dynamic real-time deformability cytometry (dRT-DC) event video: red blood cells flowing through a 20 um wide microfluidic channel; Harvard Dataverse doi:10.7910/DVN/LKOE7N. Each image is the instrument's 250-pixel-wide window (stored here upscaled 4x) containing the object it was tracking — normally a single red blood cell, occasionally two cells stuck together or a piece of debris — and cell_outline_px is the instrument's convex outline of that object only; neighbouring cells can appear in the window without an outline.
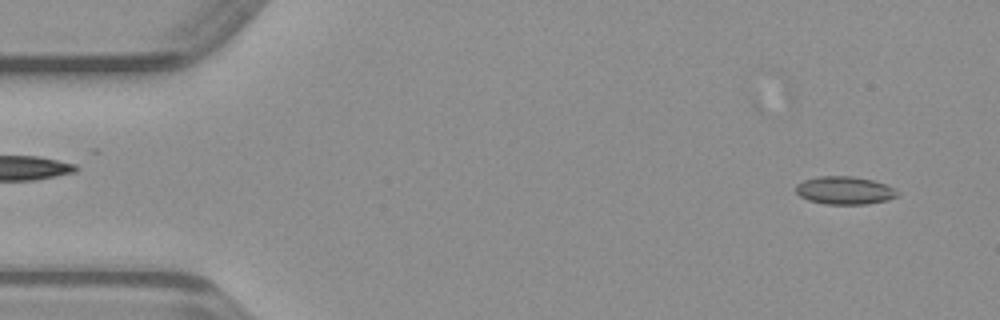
{"species": "common noctule bat (a hibernating species)", "species_latin": "Nyctalus noctula", "temperature_condition": "warm", "stored_images_in_passage": 43, "camera_frame_rate_fps": 3000, "um_per_image_px": 0.085, "animal": {"sex": "male", "body_mass_g": 23.1, "forearm_length_mm": 52.7}, "frame": {"image": 1, "passage_image": 3, "time_ms": 0.667, "image_size_px": [1000, 320], "cell_outline_px": [[900, 196], [888, 200], [868, 204], [824, 204], [808, 200], [800, 196], [796, 192], [796, 184], [804, 180], [820, 176], [852, 176], [872, 180], [896, 188], [900, 192]], "centroid_in_image_um": [71.83, 16.19], "position_along_channel_um": 13.2, "area_um2": 16.7}}
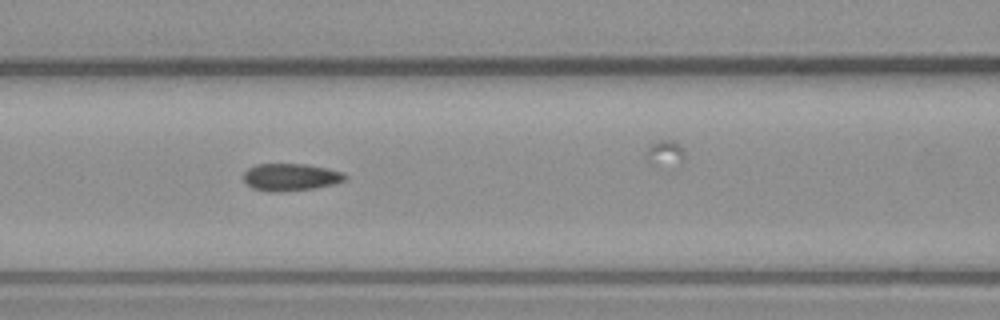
{"frame": {"image": 2, "passage_image": 20, "time_ms": 6.333, "image_size_px": [1000, 320], "cell_outline_px": [[348, 176], [344, 180], [336, 184], [312, 188], [280, 192], [268, 192], [252, 188], [244, 180], [244, 172], [248, 168], [256, 164], [304, 164], [328, 168], [344, 172]], "centroid_in_image_um": [24.72, 15.05], "position_along_channel_um": 141.9, "area_um2": 16.24}}
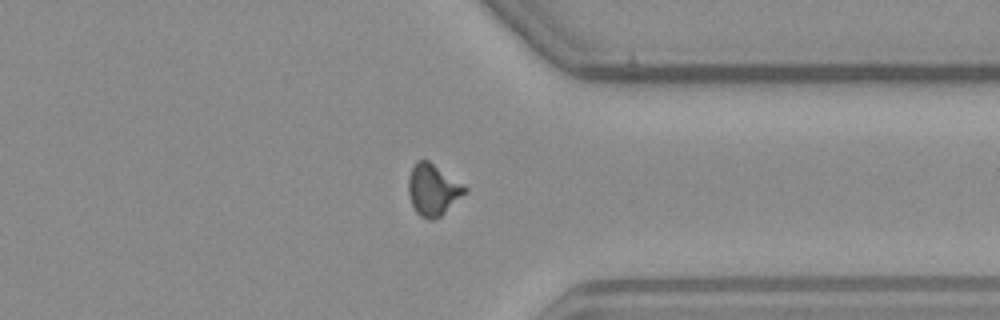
{"frame": {"image": 3, "passage_image": 37, "time_ms": 12.0, "image_size_px": [1000, 320], "cell_outline_px": [[468, 192], [440, 216], [432, 220], [428, 220], [420, 216], [416, 212], [408, 196], [408, 176], [416, 160], [428, 160], [468, 188]], "centroid_in_image_um": [36.79, 16.14], "position_along_channel_um": 374.6, "area_um2": 16.94}}